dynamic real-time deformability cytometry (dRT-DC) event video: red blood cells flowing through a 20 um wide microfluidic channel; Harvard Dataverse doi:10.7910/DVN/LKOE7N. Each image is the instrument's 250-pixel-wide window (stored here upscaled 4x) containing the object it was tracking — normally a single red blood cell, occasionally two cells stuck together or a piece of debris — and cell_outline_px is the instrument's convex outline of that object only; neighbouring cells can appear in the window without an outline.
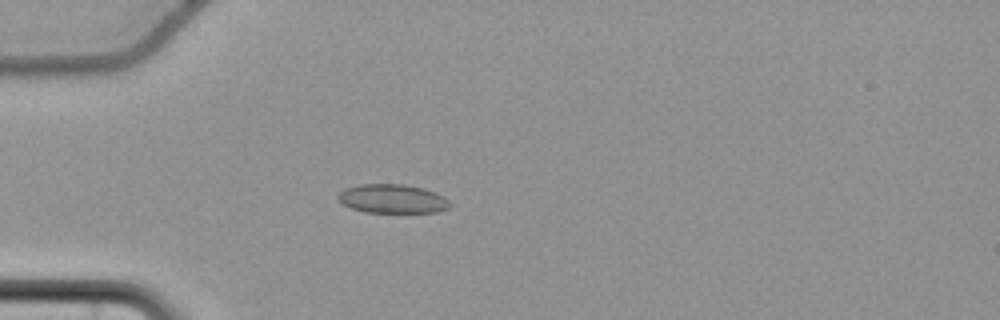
{"species": "common noctule bat (a hibernating species)", "species_latin": "Nyctalus noctula", "temperature_condition": "cold", "stored_images_in_passage": 22, "camera_frame_rate_fps": 3000, "um_per_image_px": 0.085, "animal": {"sex": "female", "body_mass_g": 22.7, "forearm_length_mm": 54.2}, "frame": {"image": 1, "passage_image": 19, "time_ms": 6.0, "image_size_px": [1000, 320], "cell_outline_px": [[452, 204], [448, 208], [436, 212], [364, 212], [352, 208], [344, 204], [336, 196], [344, 188], [360, 184], [404, 184], [424, 188], [436, 192], [444, 196]], "centroid_in_image_um": [33.38, 16.88], "position_along_channel_um": 51.6, "area_um2": 18.9}}